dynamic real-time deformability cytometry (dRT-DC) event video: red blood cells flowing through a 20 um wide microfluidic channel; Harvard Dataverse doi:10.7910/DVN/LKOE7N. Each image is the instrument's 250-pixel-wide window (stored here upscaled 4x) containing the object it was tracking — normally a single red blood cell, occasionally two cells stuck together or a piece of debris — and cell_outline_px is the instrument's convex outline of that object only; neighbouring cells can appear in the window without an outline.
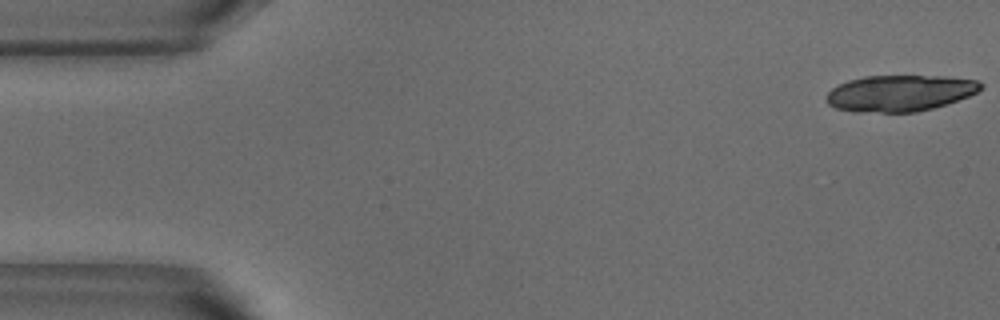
{"species": "common noctule bat (a hibernating species)", "species_latin": "Nyctalus noctula", "temperature_condition": "warm", "stored_images_in_passage": 16, "camera_frame_rate_fps": 3000, "um_per_image_px": 0.085, "animal": {"sex": "male", "body_mass_g": 18.8}, "frame": {"image": 1, "passage_image": 1, "time_ms": 0.0, "image_size_px": [1000, 320], "cell_outline_px": [[984, 88], [968, 96], [932, 108], [916, 112], [856, 112], [836, 108], [828, 104], [824, 100], [824, 96], [832, 88], [848, 80], [864, 76], [944, 76], [976, 80], [984, 84]], "centroid_in_image_um": [76.45, 7.91], "position_along_channel_um": 8.5, "area_um2": 32.66}}